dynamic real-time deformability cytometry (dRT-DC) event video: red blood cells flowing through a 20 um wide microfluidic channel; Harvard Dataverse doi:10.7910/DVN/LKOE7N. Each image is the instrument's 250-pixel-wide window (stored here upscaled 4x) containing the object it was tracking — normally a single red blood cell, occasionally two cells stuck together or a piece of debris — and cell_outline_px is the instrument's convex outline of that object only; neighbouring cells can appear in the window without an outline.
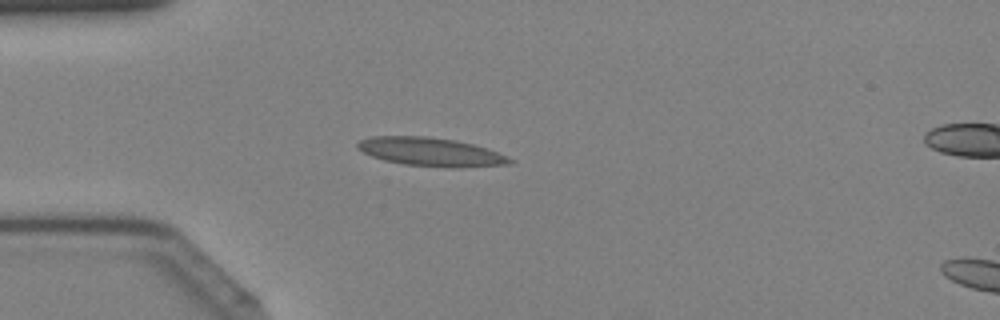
{"species": "Egyptian fruit bat (a non-hibernating species)", "species_latin": "Rousettus aegyptiacus", "temperature_condition": "cold", "stored_images_in_passage": 13, "camera_frame_rate_fps": 3000, "um_per_image_px": 0.085, "animal": {"sex": "female"}, "frame": {"image": 1, "passage_image": 11, "time_ms": 3.333, "image_size_px": [1000, 320], "cell_outline_px": [[516, 160], [512, 164], [460, 168], [452, 168], [404, 164], [384, 160], [372, 156], [356, 148], [356, 144], [360, 140], [372, 136], [424, 136], [452, 140], [472, 144], [496, 152]], "centroid_in_image_um": [36.62, 12.92], "position_along_channel_um": 48.4, "area_um2": 25.2}}